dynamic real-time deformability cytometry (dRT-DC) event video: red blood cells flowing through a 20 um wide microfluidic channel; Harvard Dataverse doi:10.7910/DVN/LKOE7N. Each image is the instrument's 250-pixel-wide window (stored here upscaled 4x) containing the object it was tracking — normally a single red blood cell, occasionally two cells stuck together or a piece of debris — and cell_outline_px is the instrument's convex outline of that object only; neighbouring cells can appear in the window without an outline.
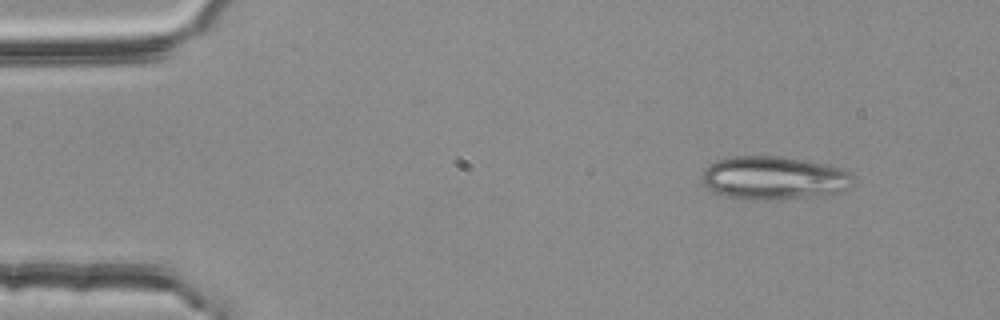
{"species": "common noctule bat (a hibernating species)", "species_latin": "Nyctalus noctula", "temperature_condition": "room temperature", "stored_images_in_passage": 4, "camera_frame_rate_fps": 3000, "um_per_image_px": 0.085, "animal": {"sex": "female", "body_mass_g": 25.1}, "frame": {"image": 1, "passage_image": 1, "time_ms": 0.0, "image_size_px": [1000, 320], "cell_outline_px": [[852, 176], [848, 188], [840, 192], [768, 200], [740, 200], [724, 196], [712, 192], [704, 184], [704, 168], [716, 160], [732, 156], [780, 156], [820, 164], [836, 168], [848, 172]], "centroid_in_image_um": [65.65, 15.13], "position_along_channel_um": 19.3, "area_um2": 37.45}}